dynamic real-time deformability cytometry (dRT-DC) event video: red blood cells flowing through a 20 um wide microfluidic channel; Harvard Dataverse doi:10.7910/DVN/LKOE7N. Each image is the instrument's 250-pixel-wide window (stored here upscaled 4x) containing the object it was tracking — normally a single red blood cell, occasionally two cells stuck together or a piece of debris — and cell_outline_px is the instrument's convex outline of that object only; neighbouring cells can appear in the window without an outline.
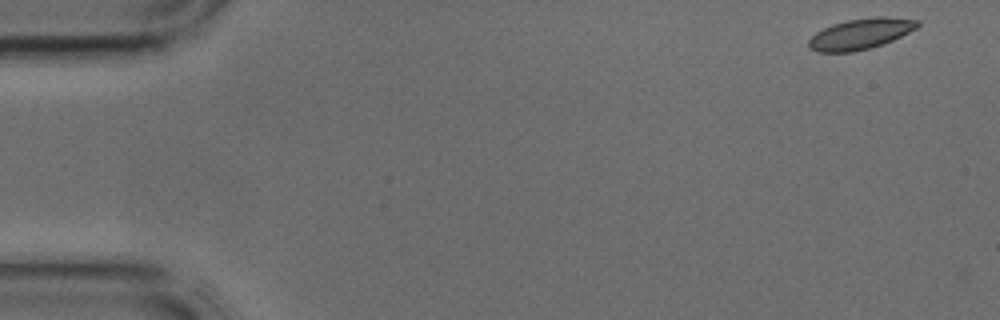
{"species": "common noctule bat (a hibernating species)", "species_latin": "Nyctalus noctula", "temperature_condition": "cold", "stored_images_in_passage": 41, "camera_frame_rate_fps": 3000, "um_per_image_px": 0.085, "animal": {"sex": "male", "body_mass_g": 17.9, "forearm_length_mm": 54.2}, "frame": {"image": 1, "passage_image": 1, "time_ms": 0.0, "image_size_px": [1000, 320], "cell_outline_px": [[920, 24], [916, 28], [892, 40], [868, 48], [852, 52], [816, 52], [808, 48], [808, 40], [816, 32], [832, 24], [848, 20], [872, 16], [884, 16], [920, 20]], "centroid_in_image_um": [73.12, 2.87], "position_along_channel_um": 11.9, "area_um2": 19.42}}
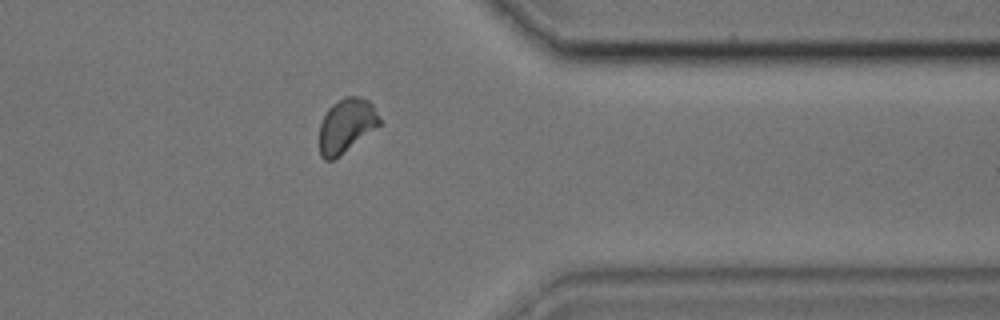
{"frame": {"image": 2, "passage_image": 33, "time_ms": 10.667, "image_size_px": [1000, 320], "cell_outline_px": [[380, 124], [332, 160], [324, 160], [320, 156], [320, 124], [328, 108], [332, 104], [344, 96], [360, 96], [368, 100], [372, 104], [380, 120]], "centroid_in_image_um": [29.41, 10.63], "position_along_channel_um": 382.0, "area_um2": 18.44}}
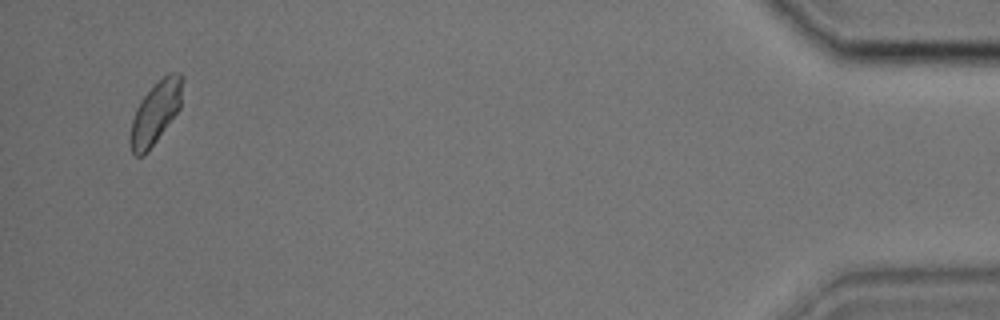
{"frame": {"image": 3, "passage_image": 40, "time_ms": 13.0, "image_size_px": [1000, 320], "cell_outline_px": [[184, 76], [180, 108], [144, 156], [136, 156], [132, 152], [128, 140], [128, 136], [132, 120], [136, 108], [140, 100], [168, 72], [180, 72]], "centroid_in_image_um": [13.21, 9.57], "position_along_channel_um": 422.0, "area_um2": 18.9}}